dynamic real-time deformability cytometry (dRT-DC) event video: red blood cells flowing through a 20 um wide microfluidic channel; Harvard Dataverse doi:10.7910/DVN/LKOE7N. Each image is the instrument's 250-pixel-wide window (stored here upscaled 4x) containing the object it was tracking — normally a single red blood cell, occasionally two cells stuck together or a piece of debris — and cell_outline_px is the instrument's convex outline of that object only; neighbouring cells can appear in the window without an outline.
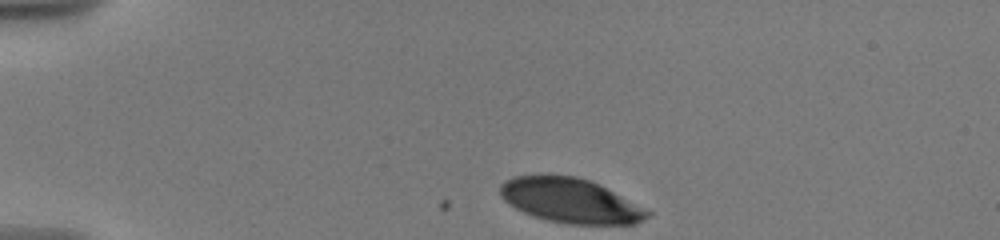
{"species": "human", "species_latin": "Homo sapiens", "temperature_condition": "warm", "stored_images_in_passage": 23, "camera_frame_rate_fps": 3000, "um_per_image_px": 0.085, "donor": {"sex": "male"}, "frame": {"image": 1, "passage_image": 1, "time_ms": 0.0, "image_size_px": [1000, 240], "cell_outline_px": [[652, 216], [636, 224], [568, 224], [548, 220], [532, 216], [508, 204], [500, 196], [500, 184], [504, 180], [512, 176], [576, 176], [600, 184], [652, 212]], "centroid_in_image_um": [48.49, 17.06], "position_along_channel_um": 36.5, "area_um2": 38.21}}
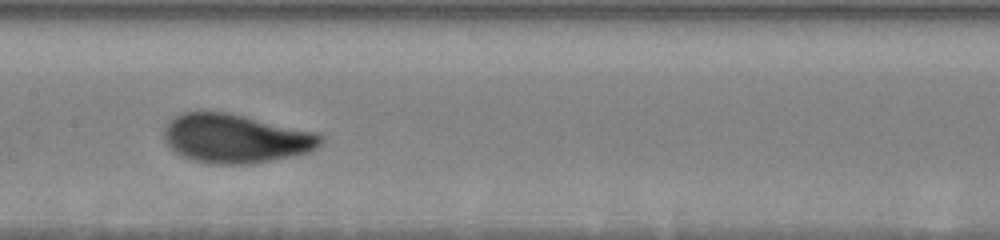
{"frame": {"image": 2, "passage_image": 13, "time_ms": 6.0, "image_size_px": [1000, 240], "cell_outline_px": [[324, 140], [312, 152], [272, 160], [248, 164], [208, 164], [192, 160], [176, 152], [164, 140], [164, 128], [176, 116], [184, 112], [228, 112], [316, 132], [324, 136]], "centroid_in_image_um": [20.07, 11.78], "position_along_channel_um": 187.3, "area_um2": 44.56}}
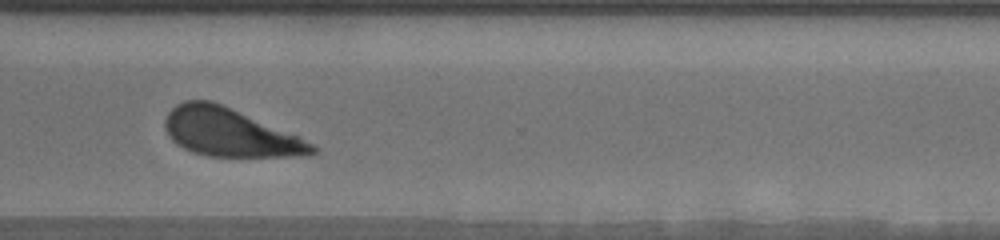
{"frame": {"image": 3, "passage_image": 22, "time_ms": 10.667, "image_size_px": [1000, 240], "cell_outline_px": [[320, 148], [316, 152], [308, 156], [208, 156], [192, 152], [176, 144], [168, 136], [164, 128], [164, 120], [168, 112], [176, 104], [184, 100], [212, 100], [300, 136]], "centroid_in_image_um": [19.53, 11.26], "position_along_channel_um": 351.1, "area_um2": 41.5}}